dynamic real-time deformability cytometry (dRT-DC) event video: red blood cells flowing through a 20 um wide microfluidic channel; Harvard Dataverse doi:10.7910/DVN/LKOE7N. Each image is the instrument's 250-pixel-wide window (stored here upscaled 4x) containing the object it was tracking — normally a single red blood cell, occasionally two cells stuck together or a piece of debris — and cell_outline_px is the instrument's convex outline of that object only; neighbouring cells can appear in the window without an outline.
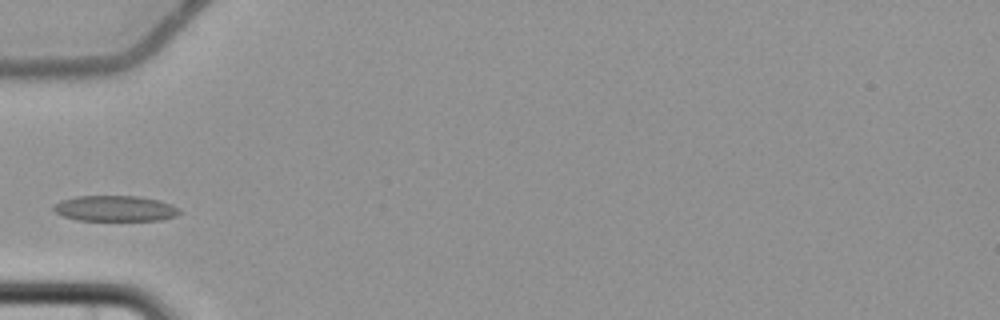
{"species": "common noctule bat (a hibernating species)", "species_latin": "Nyctalus noctula", "temperature_condition": "cold", "stored_images_in_passage": 3, "camera_frame_rate_fps": 3000, "um_per_image_px": 0.085, "animal": {"sex": "female", "body_mass_g": 22.7, "forearm_length_mm": 54.2}, "frame": {"image": 1, "passage_image": 3, "time_ms": 2.333, "image_size_px": [1000, 320], "cell_outline_px": [[180, 212], [176, 216], [160, 220], [76, 220], [64, 216], [56, 212], [52, 208], [60, 200], [76, 196], [136, 196], [160, 200], [172, 204], [180, 208]], "centroid_in_image_um": [9.81, 17.71], "position_along_channel_um": 75.2, "area_um2": 18.84}}